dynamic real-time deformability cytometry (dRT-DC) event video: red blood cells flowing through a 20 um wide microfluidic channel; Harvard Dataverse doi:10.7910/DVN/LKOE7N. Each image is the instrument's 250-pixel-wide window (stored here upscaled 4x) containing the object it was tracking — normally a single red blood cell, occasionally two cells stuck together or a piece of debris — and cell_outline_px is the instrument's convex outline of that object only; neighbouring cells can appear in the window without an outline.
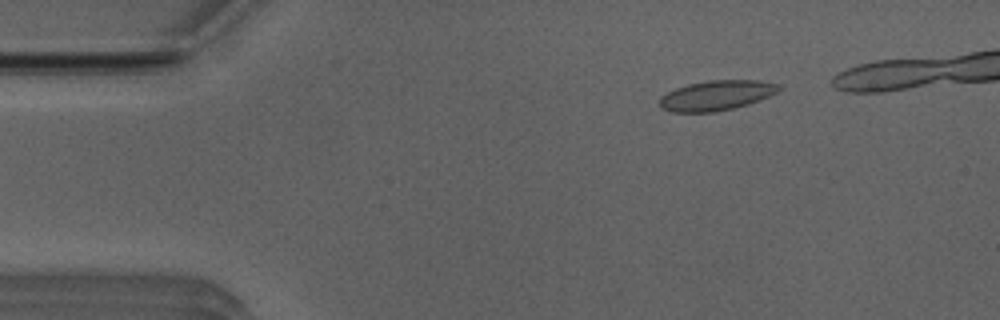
{"species": "Egyptian fruit bat (a non-hibernating species)", "species_latin": "Rousettus aegyptiacus", "temperature_condition": "room temperature", "stored_images_in_passage": 41, "camera_frame_rate_fps": 3000, "um_per_image_px": 0.085, "animal": {"sex": "male"}, "frame": {"image": 1, "passage_image": 6, "time_ms": 1.667, "image_size_px": [1000, 320], "cell_outline_px": [[780, 88], [776, 92], [768, 96], [748, 104], [732, 108], [712, 112], [672, 112], [660, 108], [660, 96], [676, 88], [688, 84], [708, 80], [760, 80], [780, 84]], "centroid_in_image_um": [60.87, 8.1], "position_along_channel_um": 24.1, "area_um2": 20.69}}
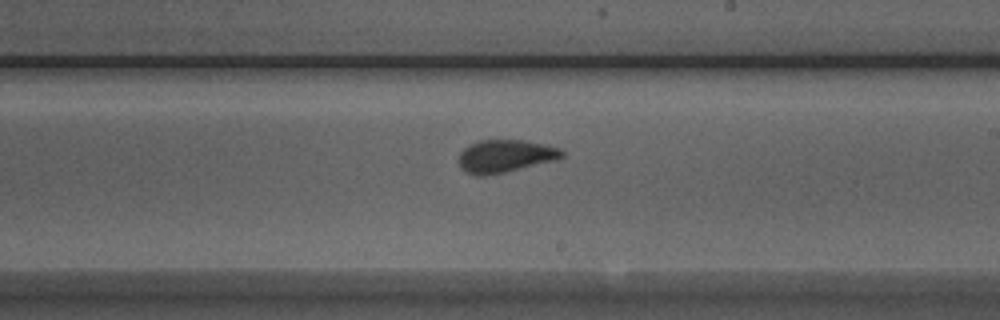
{"frame": {"image": 2, "passage_image": 28, "time_ms": 9.0, "image_size_px": [1000, 320], "cell_outline_px": [[564, 156], [556, 160], [504, 172], [484, 176], [476, 176], [464, 172], [460, 168], [460, 152], [464, 148], [480, 140], [524, 140], [560, 148], [564, 152]], "centroid_in_image_um": [42.94, 13.27], "position_along_channel_um": 246.1, "area_um2": 19.54}}
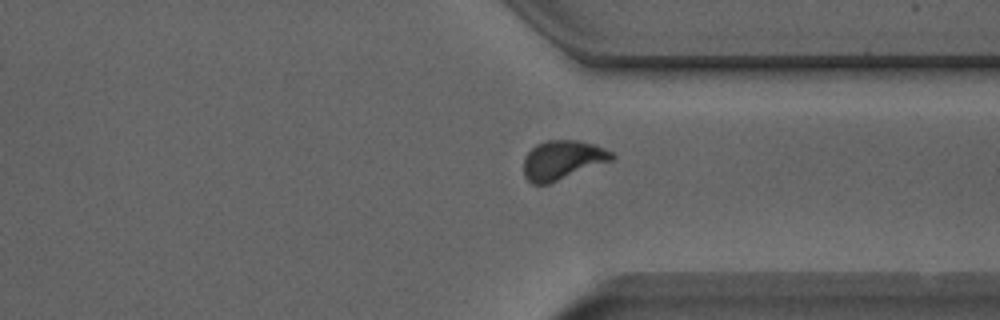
{"frame": {"image": 3, "passage_image": 37, "time_ms": 12.0, "image_size_px": [1000, 320], "cell_outline_px": [[616, 156], [612, 160], [548, 184], [532, 184], [524, 176], [524, 156], [536, 144], [544, 140], [576, 140], [592, 144], [604, 148], [612, 152]], "centroid_in_image_um": [47.78, 13.59], "position_along_channel_um": 363.6, "area_um2": 20.0}}